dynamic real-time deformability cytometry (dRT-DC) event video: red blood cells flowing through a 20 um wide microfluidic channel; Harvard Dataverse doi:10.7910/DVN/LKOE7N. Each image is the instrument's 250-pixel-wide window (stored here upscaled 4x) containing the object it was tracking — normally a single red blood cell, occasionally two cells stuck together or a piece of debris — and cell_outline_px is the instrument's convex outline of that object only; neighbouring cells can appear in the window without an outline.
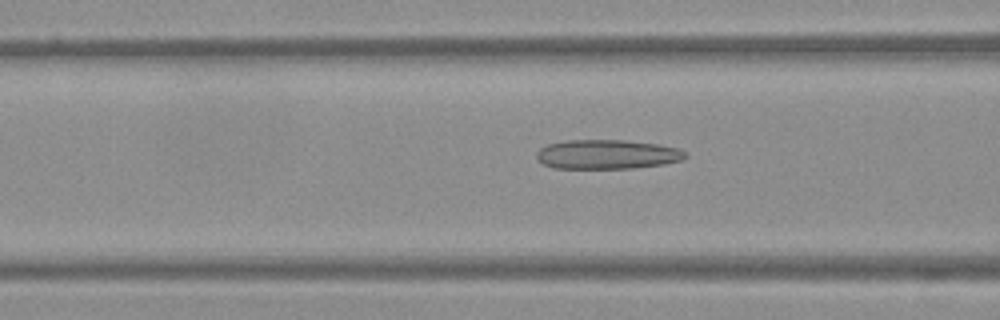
{"species": "Egyptian fruit bat (a non-hibernating species)", "species_latin": "Rousettus aegyptiacus", "temperature_condition": "warm", "stored_images_in_passage": 42, "camera_frame_rate_fps": 3000, "um_per_image_px": 0.085, "frame": {"image": 1, "passage_image": 11, "time_ms": 3.333, "image_size_px": [1000, 320], "cell_outline_px": [[688, 156], [680, 160], [664, 164], [632, 168], [552, 168], [544, 164], [536, 156], [536, 152], [540, 148], [548, 144], [568, 140], [624, 140], [660, 144], [676, 148], [688, 152]], "centroid_in_image_um": [51.62, 13.11], "position_along_channel_um": 115.0, "area_um2": 25.43}}
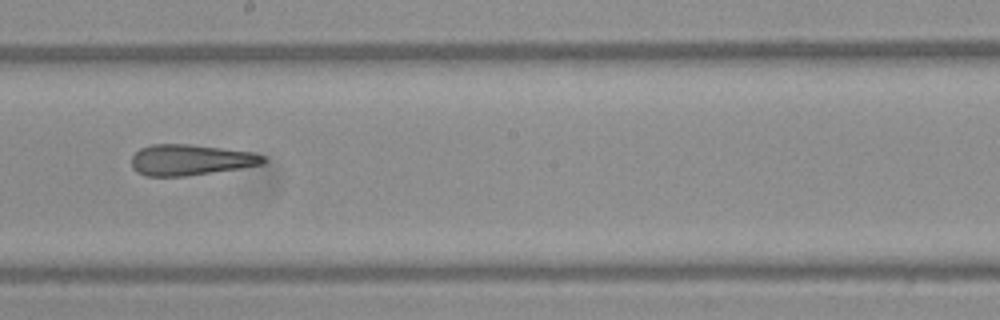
{"frame": {"image": 2, "passage_image": 20, "time_ms": 6.333, "image_size_px": [1000, 320], "cell_outline_px": [[268, 160], [264, 164], [240, 168], [184, 176], [144, 176], [136, 172], [132, 168], [132, 156], [140, 148], [152, 144], [188, 144], [252, 152], [264, 156]], "centroid_in_image_um": [16.18, 13.59], "position_along_channel_um": 232.0, "area_um2": 23.64}}
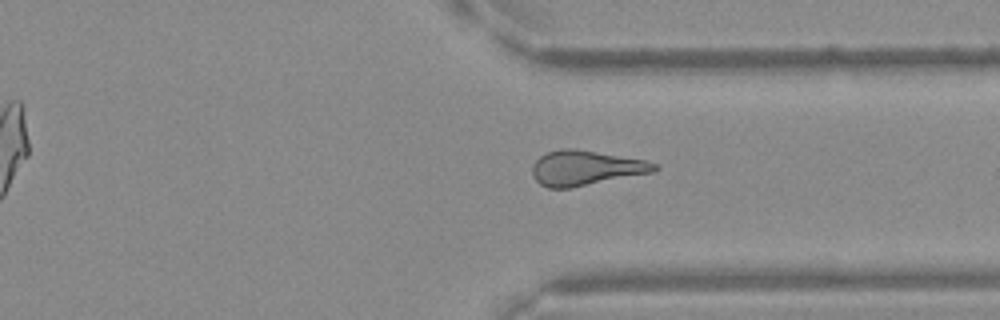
{"frame": {"image": 3, "passage_image": 30, "time_ms": 9.667, "image_size_px": [1000, 320], "cell_outline_px": [[660, 168], [656, 172], [572, 188], [548, 188], [540, 184], [532, 176], [532, 164], [540, 156], [548, 152], [560, 148], [572, 148], [644, 160], [656, 164]], "centroid_in_image_um": [49.78, 14.29], "position_along_channel_um": 361.6, "area_um2": 24.97}}